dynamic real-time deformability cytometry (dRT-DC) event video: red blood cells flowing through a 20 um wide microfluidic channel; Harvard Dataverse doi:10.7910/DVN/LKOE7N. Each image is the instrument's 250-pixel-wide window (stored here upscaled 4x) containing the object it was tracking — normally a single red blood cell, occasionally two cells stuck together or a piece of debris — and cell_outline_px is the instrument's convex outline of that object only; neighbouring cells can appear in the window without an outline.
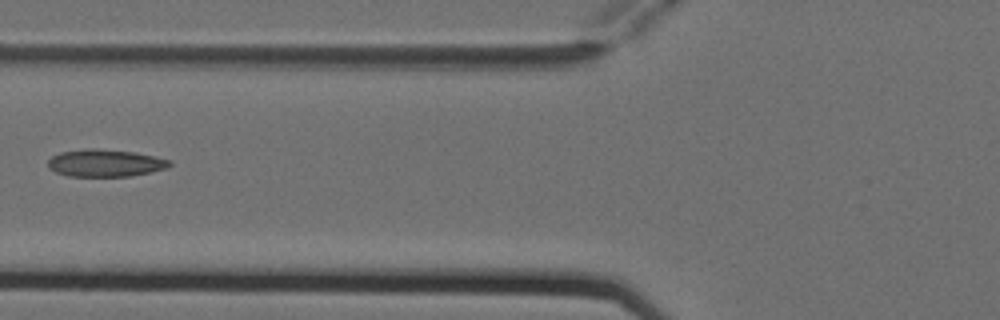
{"species": "Egyptian fruit bat (a non-hibernating species)", "species_latin": "Rousettus aegyptiacus", "temperature_condition": "cold", "stored_images_in_passage": 3, "camera_frame_rate_fps": 3000, "um_per_image_px": 0.085, "animal": {"sex": "female"}, "frame": {"image": 1, "passage_image": 3, "time_ms": 0.667, "image_size_px": [1000, 320], "cell_outline_px": [[172, 164], [168, 168], [128, 176], [68, 176], [56, 172], [48, 168], [48, 160], [52, 156], [60, 152], [88, 148], [96, 148], [136, 152], [172, 160]], "centroid_in_image_um": [8.95, 13.85], "position_along_channel_um": 116.9, "area_um2": 19.42}}